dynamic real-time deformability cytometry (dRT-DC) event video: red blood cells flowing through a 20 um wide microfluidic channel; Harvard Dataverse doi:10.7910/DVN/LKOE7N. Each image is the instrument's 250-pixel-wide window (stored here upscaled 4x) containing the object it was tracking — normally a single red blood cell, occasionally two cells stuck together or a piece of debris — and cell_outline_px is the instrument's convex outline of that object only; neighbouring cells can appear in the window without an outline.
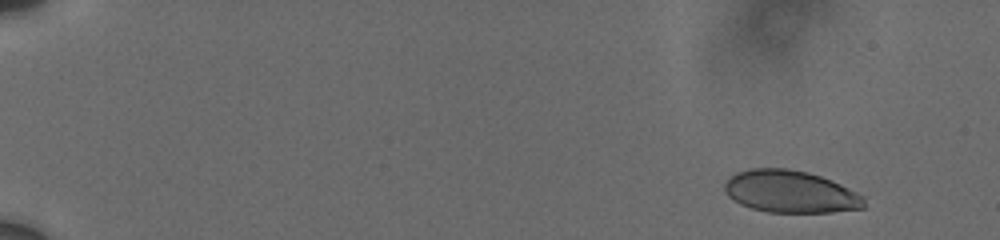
{"species": "human", "species_latin": "Homo sapiens", "temperature_condition": "cold", "stored_images_in_passage": 11, "camera_frame_rate_fps": 3000, "um_per_image_px": 0.085, "donor": {"sex": "male"}, "frame": {"image": 1, "passage_image": 2, "time_ms": 0.667, "image_size_px": [1000, 240], "cell_outline_px": [[864, 208], [832, 212], [768, 212], [752, 208], [740, 204], [728, 196], [724, 188], [724, 184], [736, 172], [752, 168], [788, 168], [808, 172], [832, 180], [864, 196]], "centroid_in_image_um": [67.19, 16.29], "position_along_channel_um": 17.8, "area_um2": 34.28}}
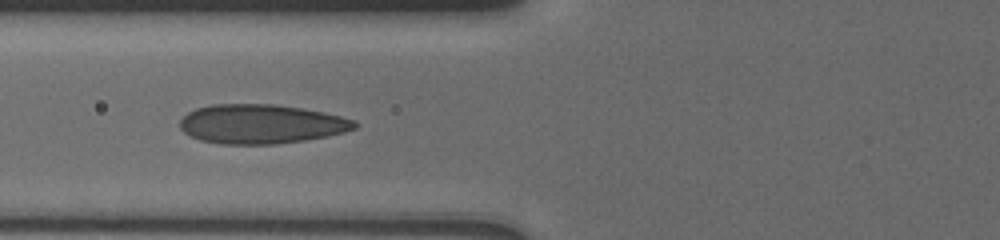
{"frame": {"image": 2, "passage_image": 10, "time_ms": 7.333, "image_size_px": [1000, 240], "cell_outline_px": [[356, 128], [344, 132], [328, 136], [304, 140], [276, 144], [220, 144], [200, 140], [184, 132], [180, 128], [180, 120], [188, 112], [196, 108], [212, 104], [276, 104], [324, 112], [356, 120]], "centroid_in_image_um": [22.19, 10.54], "position_along_channel_um": 103.6, "area_um2": 40.0}}